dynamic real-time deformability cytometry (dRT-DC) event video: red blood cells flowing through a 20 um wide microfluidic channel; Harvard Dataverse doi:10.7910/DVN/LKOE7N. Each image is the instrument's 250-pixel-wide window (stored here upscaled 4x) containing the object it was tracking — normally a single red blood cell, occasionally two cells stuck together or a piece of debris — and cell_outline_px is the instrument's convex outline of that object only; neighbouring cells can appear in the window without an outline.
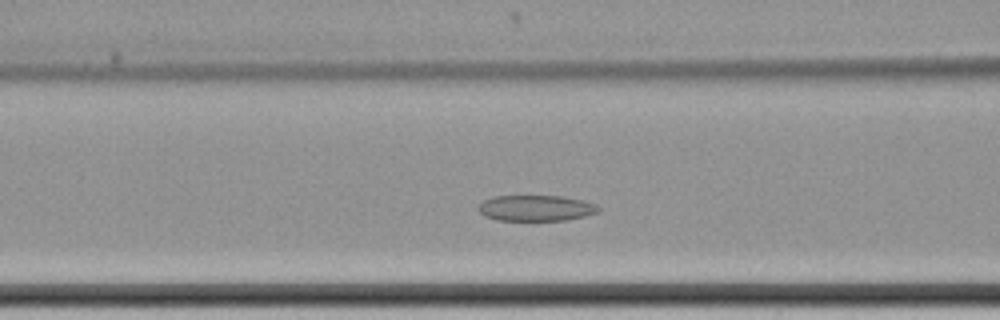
{"species": "common noctule bat (a hibernating species)", "species_latin": "Nyctalus noctula", "temperature_condition": "cold", "stored_images_in_passage": 43, "camera_frame_rate_fps": 3000, "um_per_image_px": 0.085, "animal": {"sex": "female", "body_mass_g": 22.7, "forearm_length_mm": 54.2}, "frame": {"image": 1, "passage_image": 7, "time_ms": 2.0, "image_size_px": [1000, 320], "cell_outline_px": [[600, 212], [584, 216], [564, 220], [496, 220], [484, 216], [476, 208], [484, 200], [492, 196], [560, 196], [584, 200], [596, 204], [600, 208]], "centroid_in_image_um": [45.55, 17.68], "position_along_channel_um": 121.1, "area_um2": 18.15}}
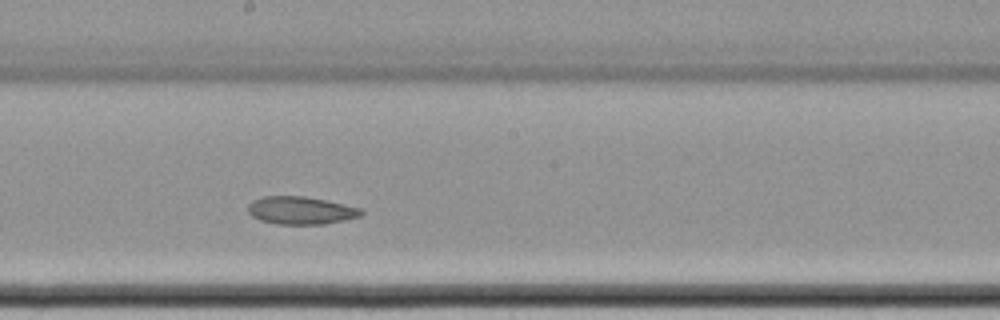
{"frame": {"image": 2, "passage_image": 16, "time_ms": 5.0, "image_size_px": [1000, 320], "cell_outline_px": [[364, 212], [360, 216], [344, 220], [324, 224], [276, 224], [260, 220], [252, 216], [248, 212], [248, 204], [252, 200], [264, 196], [304, 196], [344, 204], [360, 208]], "centroid_in_image_um": [25.54, 17.88], "position_along_channel_um": 222.7, "area_um2": 18.26}}
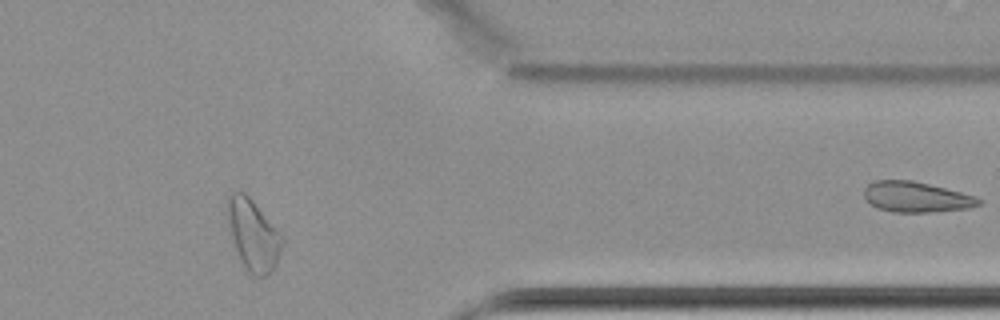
{"frame": {"image": 3, "passage_image": 32, "time_ms": 10.333, "image_size_px": [1000, 320], "cell_outline_px": [[284, 240], [276, 264], [272, 272], [268, 276], [256, 276], [248, 272], [236, 252], [228, 228], [224, 208], [228, 196], [232, 192], [244, 192], [252, 200], [284, 236]], "centroid_in_image_um": [21.49, 19.95], "position_along_channel_um": 389.9, "area_um2": 23.06}, "authors_computed_cell_mechanics": {"area_um2": 19.1318, "velocity_mm_per_s": 3.3918, "shape_relaxation_time_tau1_ms": null, "shape_relaxation_time_tau2_ms": 7.5432, "deformation_change_tau1": null, "deformation_change_tau2": 0.0884}}